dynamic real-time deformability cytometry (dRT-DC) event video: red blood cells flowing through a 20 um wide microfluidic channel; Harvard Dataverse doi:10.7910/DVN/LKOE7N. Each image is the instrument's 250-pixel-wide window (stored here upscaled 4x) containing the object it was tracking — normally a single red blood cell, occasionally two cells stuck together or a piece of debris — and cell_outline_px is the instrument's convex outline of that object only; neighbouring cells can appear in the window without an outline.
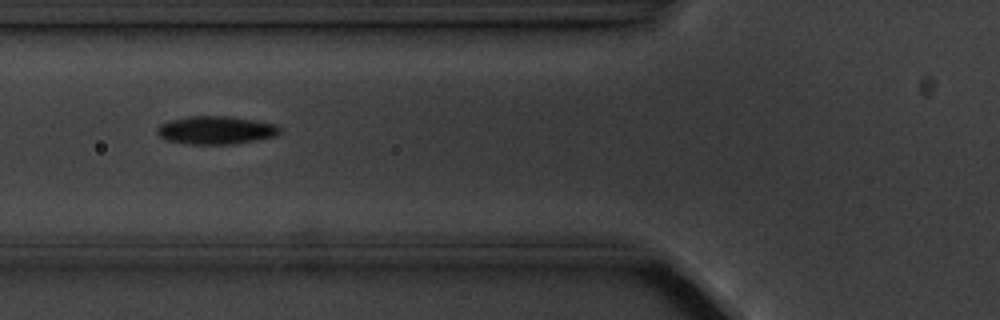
{"species": "common noctule bat (a hibernating species)", "species_latin": "Nyctalus noctula", "temperature_condition": "cold", "stored_images_in_passage": 3, "camera_frame_rate_fps": 3000, "um_per_image_px": 0.085, "animal": {"sex": "male", "body_mass_g": 20.1, "forearm_length_mm": 53.5}, "frame": {"image": 1, "passage_image": 3, "time_ms": 2.333, "image_size_px": [1000, 320], "cell_outline_px": [[280, 132], [276, 136], [256, 140], [232, 144], [192, 144], [168, 140], [160, 136], [156, 132], [156, 128], [160, 124], [168, 120], [188, 116], [228, 116], [256, 120], [276, 124], [280, 128]], "centroid_in_image_um": [18.35, 11.05], "position_along_channel_um": 107.4, "area_um2": 20.11}}